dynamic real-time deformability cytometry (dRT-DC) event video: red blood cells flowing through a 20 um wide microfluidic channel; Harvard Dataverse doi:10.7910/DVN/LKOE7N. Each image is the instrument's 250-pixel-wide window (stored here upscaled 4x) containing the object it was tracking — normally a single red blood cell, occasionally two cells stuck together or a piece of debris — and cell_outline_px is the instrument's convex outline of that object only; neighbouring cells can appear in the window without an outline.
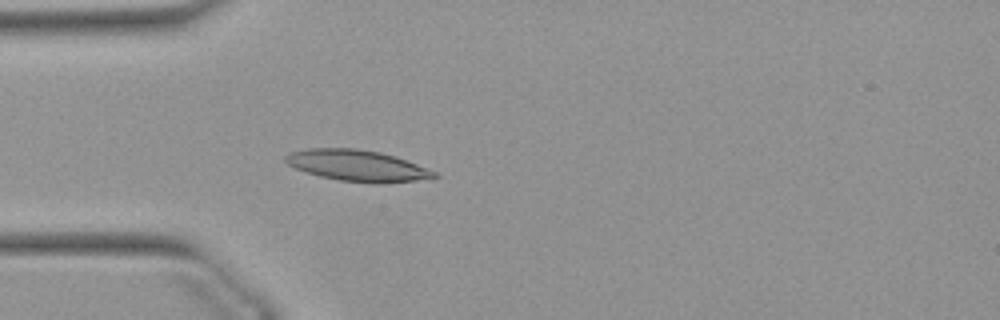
{"species": "Egyptian fruit bat (a non-hibernating species)", "species_latin": "Rousettus aegyptiacus", "temperature_condition": "warm", "stored_images_in_passage": 52, "camera_frame_rate_fps": 3000, "um_per_image_px": 0.085, "animal": {"sex": "female"}, "frame": {"image": 1, "passage_image": 15, "time_ms": 4.667, "image_size_px": [1000, 320], "cell_outline_px": [[440, 176], [432, 180], [376, 184], [372, 184], [340, 180], [320, 176], [296, 168], [288, 164], [284, 160], [284, 156], [288, 152], [308, 148], [356, 148], [380, 152], [396, 156], [428, 168], [436, 172]], "centroid_in_image_um": [30.46, 14.09], "position_along_channel_um": 54.5, "area_um2": 27.57}}
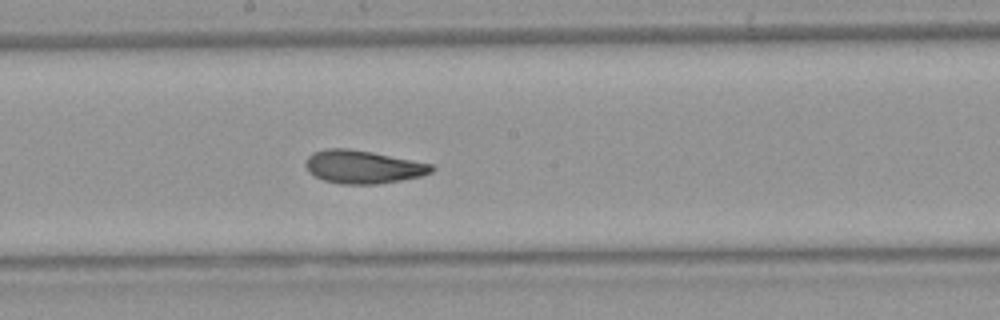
{"frame": {"image": 2, "passage_image": 28, "time_ms": 9.0, "image_size_px": [1000, 320], "cell_outline_px": [[436, 168], [432, 172], [420, 176], [400, 180], [376, 184], [340, 184], [324, 180], [308, 172], [304, 164], [304, 160], [312, 152], [328, 148], [348, 148], [372, 152], [432, 164]], "centroid_in_image_um": [30.81, 14.18], "position_along_channel_um": 217.4, "area_um2": 24.33}}
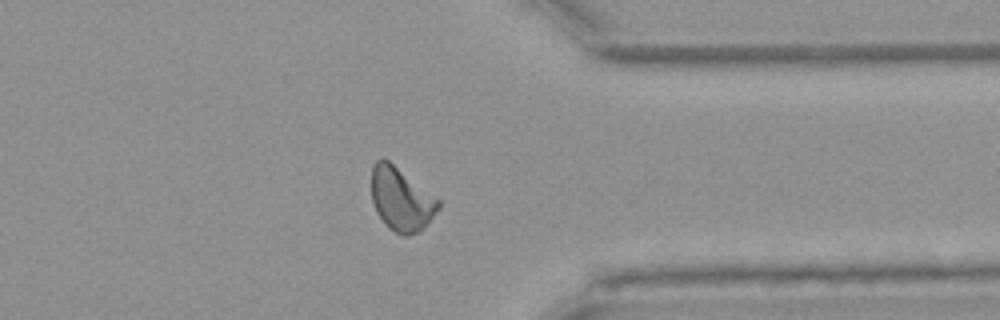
{"frame": {"image": 3, "passage_image": 41, "time_ms": 13.333, "image_size_px": [1000, 320], "cell_outline_px": [[440, 208], [420, 232], [408, 236], [404, 236], [388, 228], [384, 224], [376, 212], [372, 200], [372, 168], [376, 160], [388, 160], [436, 196], [440, 200]], "centroid_in_image_um": [34.12, 16.97], "position_along_channel_um": 377.3, "area_um2": 24.74}, "authors_computed_cell_mechanics": {"area_um2": 24.4494, "velocity_mm_per_s": 3.8782, "shape_relaxation_time_tau1_ms": 5.6665, "shape_relaxation_time_tau2_ms": 1.3369, "deformation_change_tau1": 0.1764, "deformation_change_tau2": 0.0656}}